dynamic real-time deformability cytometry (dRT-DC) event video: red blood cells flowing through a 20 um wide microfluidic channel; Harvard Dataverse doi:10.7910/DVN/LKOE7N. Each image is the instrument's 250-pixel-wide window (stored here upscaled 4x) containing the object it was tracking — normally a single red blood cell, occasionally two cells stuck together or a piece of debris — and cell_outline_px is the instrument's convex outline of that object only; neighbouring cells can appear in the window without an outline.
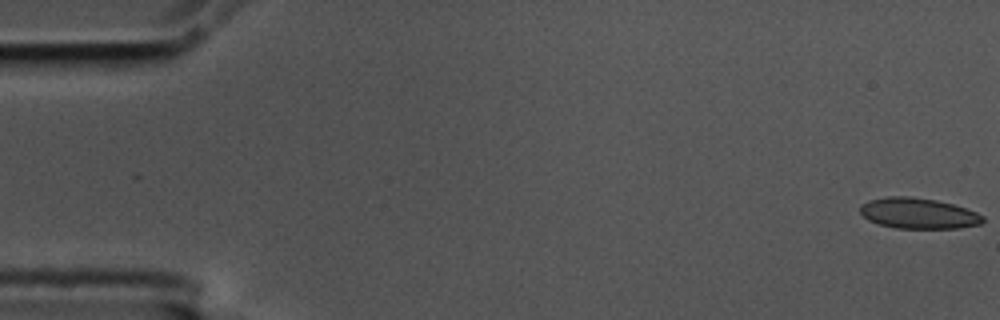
{"species": "common noctule bat (a hibernating species)", "species_latin": "Nyctalus noctula", "temperature_condition": "cold", "stored_images_in_passage": 53, "camera_frame_rate_fps": 3000, "um_per_image_px": 0.085, "animal": {"sex": "male", "body_mass_g": 17.5, "forearm_length_mm": 52.3}, "frame": {"image": 1, "passage_image": 1, "time_ms": 0.0, "image_size_px": [1000, 320], "cell_outline_px": [[984, 220], [980, 224], [956, 228], [896, 228], [880, 224], [868, 220], [860, 212], [860, 204], [868, 200], [888, 196], [912, 196], [936, 200], [952, 204], [976, 212], [984, 216]], "centroid_in_image_um": [78.03, 18.12], "position_along_channel_um": 7.0, "area_um2": 21.91}}
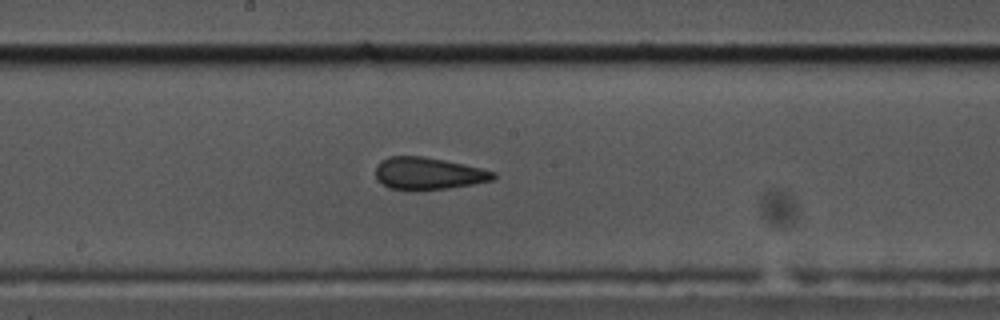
{"frame": {"image": 2, "passage_image": 30, "time_ms": 9.667, "image_size_px": [1000, 320], "cell_outline_px": [[496, 176], [492, 180], [472, 184], [448, 188], [388, 188], [376, 176], [376, 168], [380, 160], [388, 156], [424, 156], [464, 164], [496, 172]], "centroid_in_image_um": [36.42, 14.7], "position_along_channel_um": 211.8, "area_um2": 21.44}}
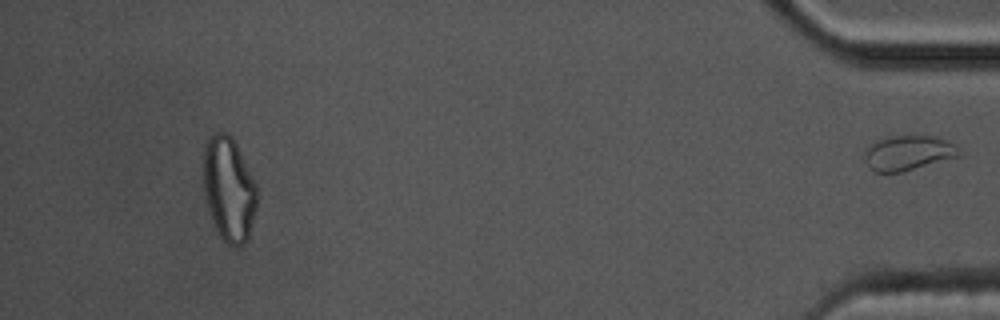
{"frame": {"image": 3, "passage_image": 53, "time_ms": 17.333, "image_size_px": [1000, 320], "cell_outline_px": [[964, 156], [900, 172], [876, 172], [864, 160], [864, 156], [868, 148], [876, 140], [892, 136], [932, 136], [944, 140], [952, 144]], "centroid_in_image_um": [77.22, 13.01], "position_along_channel_um": 358.0, "area_um2": 18.9}}